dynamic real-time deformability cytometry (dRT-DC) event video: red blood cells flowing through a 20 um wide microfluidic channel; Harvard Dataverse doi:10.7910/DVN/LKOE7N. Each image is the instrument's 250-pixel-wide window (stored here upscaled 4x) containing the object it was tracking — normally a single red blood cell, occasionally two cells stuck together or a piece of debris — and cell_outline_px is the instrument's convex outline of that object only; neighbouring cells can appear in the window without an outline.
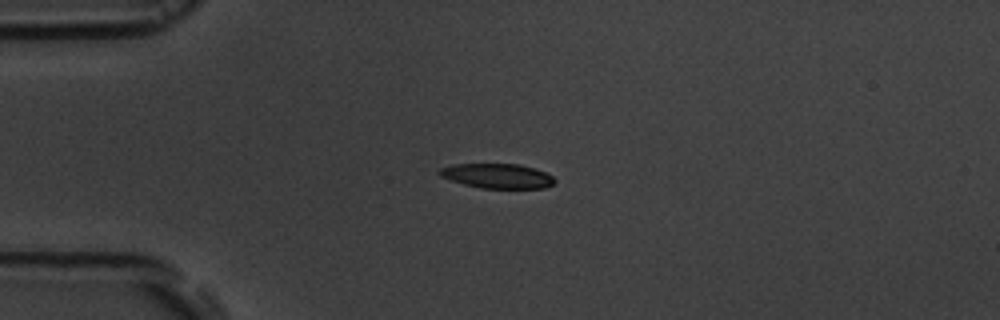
{"species": "common noctule bat (a hibernating species)", "species_latin": "Nyctalus noctula", "temperature_condition": "room temperature", "stored_images_in_passage": 2, "camera_frame_rate_fps": 3000, "um_per_image_px": 0.085, "animal": {"sex": "male", "body_mass_g": 19.5, "forearm_length_mm": 54.6}, "frame": {"image": 1, "passage_image": 1, "time_ms": 0.0, "image_size_px": [1000, 320], "cell_outline_px": [[556, 180], [552, 184], [544, 188], [480, 188], [464, 184], [440, 176], [436, 172], [440, 168], [452, 164], [520, 164], [544, 172], [552, 176]], "centroid_in_image_um": [42.24, 14.95], "position_along_channel_um": 42.8, "area_um2": 16.47}}